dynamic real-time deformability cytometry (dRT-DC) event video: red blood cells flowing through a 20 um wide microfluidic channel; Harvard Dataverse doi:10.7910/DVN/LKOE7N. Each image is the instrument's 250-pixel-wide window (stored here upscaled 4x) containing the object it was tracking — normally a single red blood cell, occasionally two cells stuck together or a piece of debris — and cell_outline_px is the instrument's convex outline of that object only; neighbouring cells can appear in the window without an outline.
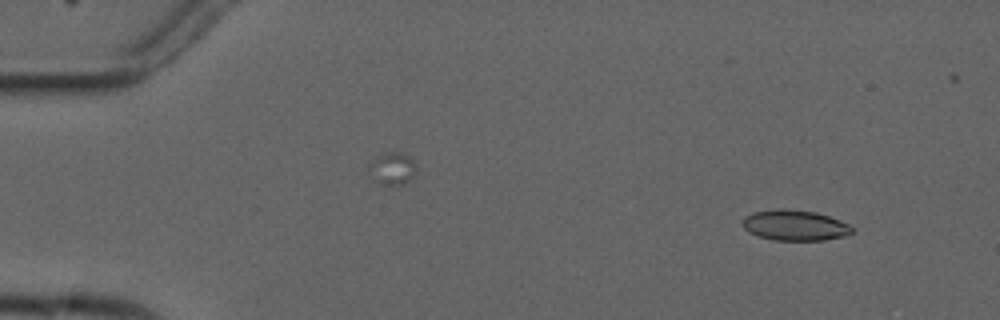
{"species": "common noctule bat (a hibernating species)", "species_latin": "Nyctalus noctula", "temperature_condition": "cold", "stored_images_in_passage": 3, "camera_frame_rate_fps": 3000, "um_per_image_px": 0.085, "animal": {"sex": "male", "forearm_length_mm": 52.5}, "frame": {"image": 1, "passage_image": 1, "time_ms": 0.0, "image_size_px": [1000, 320], "cell_outline_px": [[852, 232], [844, 236], [824, 240], [776, 240], [756, 236], [748, 232], [744, 228], [744, 216], [752, 212], [776, 208], [784, 208], [816, 212], [840, 220], [848, 224], [852, 228]], "centroid_in_image_um": [67.53, 19.14], "position_along_channel_um": 17.5, "area_um2": 19.54}}